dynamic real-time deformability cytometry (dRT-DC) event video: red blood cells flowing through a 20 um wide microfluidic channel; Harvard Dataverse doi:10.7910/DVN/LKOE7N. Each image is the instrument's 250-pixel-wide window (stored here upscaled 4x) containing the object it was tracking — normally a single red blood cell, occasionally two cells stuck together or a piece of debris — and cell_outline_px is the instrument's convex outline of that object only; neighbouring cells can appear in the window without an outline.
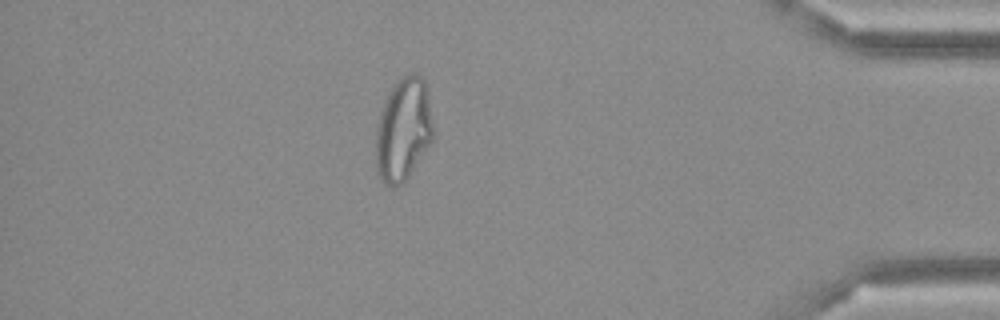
{"species": "Egyptian fruit bat (a non-hibernating species)", "species_latin": "Rousettus aegyptiacus", "temperature_condition": "cold", "stored_images_in_passage": 46, "camera_frame_rate_fps": 3000, "um_per_image_px": 0.085, "frame": {"image": 1, "passage_image": 40, "time_ms": 13.0, "image_size_px": [1000, 320], "cell_outline_px": [[432, 144], [404, 184], [392, 188], [380, 176], [376, 168], [376, 128], [388, 92], [400, 76], [408, 72], [416, 72], [424, 80], [428, 92], [432, 124]], "centroid_in_image_um": [34.3, 11.02], "position_along_channel_um": 400.9, "area_um2": 34.8}}